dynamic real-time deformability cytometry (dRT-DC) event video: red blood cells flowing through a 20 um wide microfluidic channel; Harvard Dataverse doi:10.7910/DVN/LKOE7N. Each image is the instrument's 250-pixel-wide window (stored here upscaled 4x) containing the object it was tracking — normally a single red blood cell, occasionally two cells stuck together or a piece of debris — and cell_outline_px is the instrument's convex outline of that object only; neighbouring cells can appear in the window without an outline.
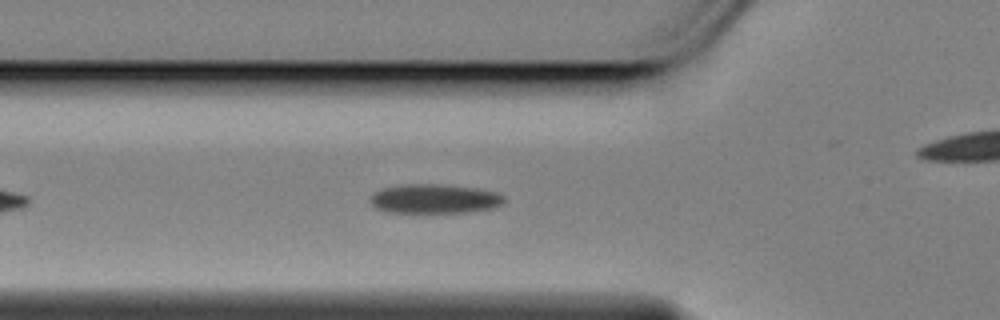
{"species": "Egyptian fruit bat (a non-hibernating species)", "species_latin": "Rousettus aegyptiacus", "temperature_condition": "cold", "stored_images_in_passage": 22, "camera_frame_rate_fps": 3000, "um_per_image_px": 0.085, "animal": {"sex": "female"}, "frame": {"image": 1, "passage_image": 8, "time_ms": 2.333, "image_size_px": [1000, 320], "cell_outline_px": [[504, 200], [500, 204], [492, 208], [464, 212], [388, 212], [376, 208], [372, 204], [372, 196], [380, 188], [404, 184], [440, 184], [476, 188], [496, 192], [504, 196]], "centroid_in_image_um": [36.92, 16.88], "position_along_channel_um": 88.9, "area_um2": 22.54}}
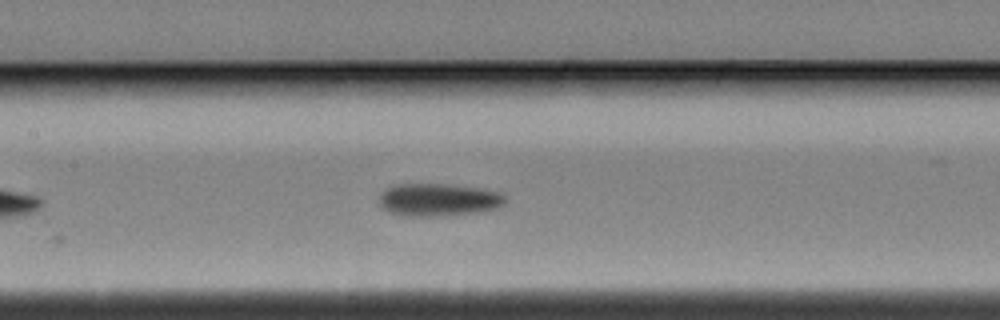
{"frame": {"image": 2, "passage_image": 15, "time_ms": 4.667, "image_size_px": [1000, 320], "cell_outline_px": [[504, 204], [500, 208], [480, 212], [436, 216], [408, 216], [388, 212], [380, 204], [380, 196], [388, 188], [400, 184], [444, 184], [500, 192], [504, 196]], "centroid_in_image_um": [37.28, 17.0], "position_along_channel_um": 170.1, "area_um2": 23.58}}
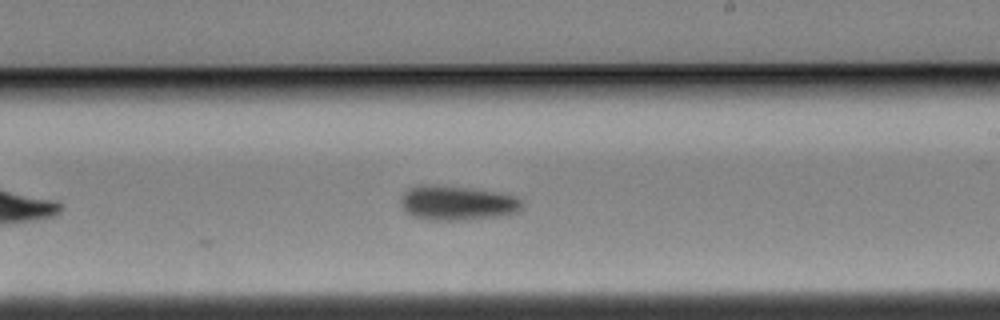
{"frame": {"image": 3, "passage_image": 22, "time_ms": 7.0, "image_size_px": [1000, 320], "cell_outline_px": [[524, 204], [516, 212], [496, 216], [464, 220], [424, 220], [412, 216], [404, 212], [400, 200], [408, 188], [424, 184], [436, 184], [472, 188], [520, 196], [524, 200]], "centroid_in_image_um": [38.85, 17.24], "position_along_channel_um": 250.2, "area_um2": 24.8}}